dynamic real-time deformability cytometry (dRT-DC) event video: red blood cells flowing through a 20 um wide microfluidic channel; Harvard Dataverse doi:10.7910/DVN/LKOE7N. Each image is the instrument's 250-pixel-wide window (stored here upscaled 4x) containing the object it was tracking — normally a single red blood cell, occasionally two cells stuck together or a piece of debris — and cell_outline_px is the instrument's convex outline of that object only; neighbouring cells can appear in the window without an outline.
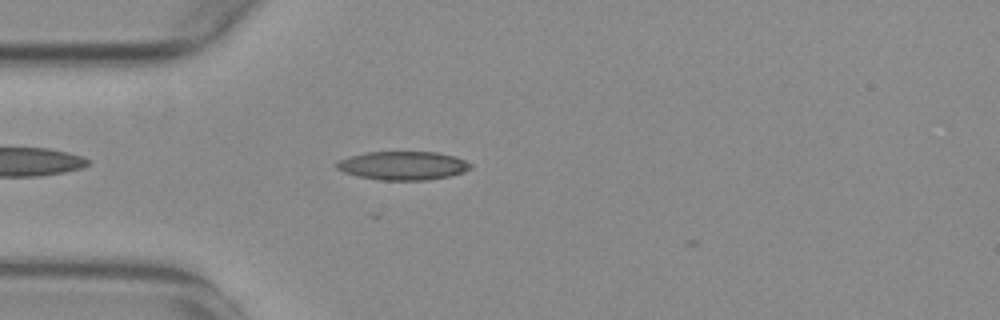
{"species": "common noctule bat (a hibernating species)", "species_latin": "Nyctalus noctula", "temperature_condition": "warm", "stored_images_in_passage": 36, "camera_frame_rate_fps": 3000, "um_per_image_px": 0.085, "animal": {"sex": "female", "body_mass_g": 29.2, "forearm_length_mm": 56.3}, "frame": {"image": 1, "passage_image": 2, "time_ms": 0.333, "image_size_px": [1000, 320], "cell_outline_px": [[472, 168], [464, 172], [452, 176], [428, 180], [380, 180], [360, 176], [344, 172], [336, 168], [336, 160], [348, 156], [368, 152], [436, 152], [452, 156], [464, 160], [472, 164]], "centroid_in_image_um": [34.25, 14.08], "position_along_channel_um": 50.7, "area_um2": 22.37}}
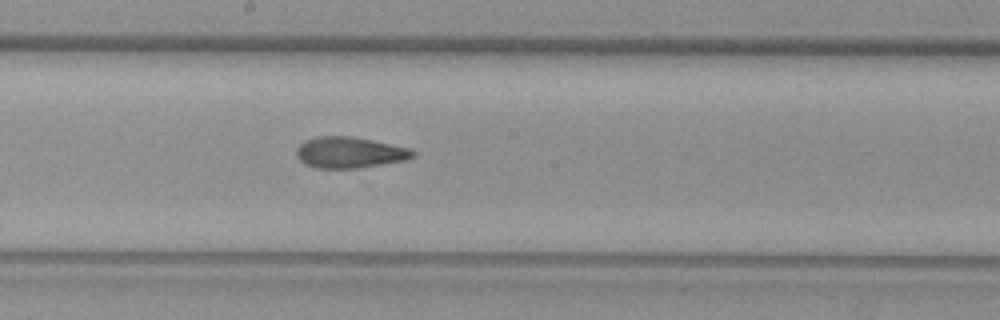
{"frame": {"image": 2, "passage_image": 16, "time_ms": 5.0, "image_size_px": [1000, 320], "cell_outline_px": [[416, 156], [408, 160], [356, 168], [316, 168], [304, 164], [296, 156], [296, 148], [304, 140], [316, 136], [352, 136], [372, 140], [408, 148], [416, 152]], "centroid_in_image_um": [29.7, 12.96], "position_along_channel_um": 218.5, "area_um2": 21.21}}
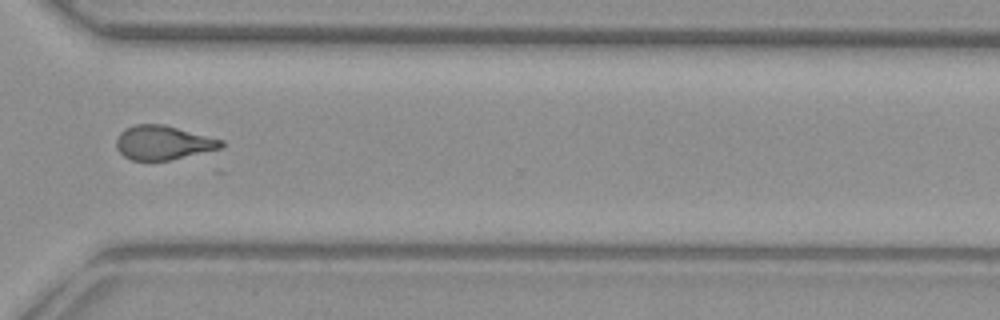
{"frame": {"image": 3, "passage_image": 27, "time_ms": 8.667, "image_size_px": [1000, 320], "cell_outline_px": [[224, 148], [168, 160], [132, 160], [124, 156], [116, 148], [116, 140], [120, 132], [136, 124], [164, 124], [224, 140]], "centroid_in_image_um": [13.89, 12.12], "position_along_channel_um": 356.7, "area_um2": 20.81}, "authors_computed_cell_mechanics": {"area_um2": 21.2126, "velocity_mm_per_s": 3.7684, "shape_relaxation_time_tau1_ms": null, "shape_relaxation_time_tau2_ms": 2.4193, "deformation_change_tau1": null, "deformation_change_tau2": 0.0914}}